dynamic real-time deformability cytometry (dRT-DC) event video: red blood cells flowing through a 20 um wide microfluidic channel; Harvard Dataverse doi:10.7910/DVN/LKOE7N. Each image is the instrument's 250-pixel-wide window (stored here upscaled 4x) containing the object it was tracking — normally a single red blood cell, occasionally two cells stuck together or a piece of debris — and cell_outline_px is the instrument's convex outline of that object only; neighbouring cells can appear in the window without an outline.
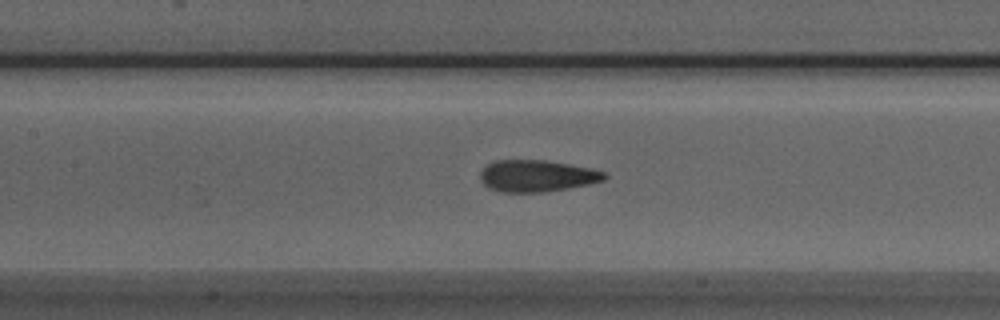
{"species": "Egyptian fruit bat (a non-hibernating species)", "species_latin": "Rousettus aegyptiacus", "temperature_condition": "room temperature", "stored_images_in_passage": 41, "camera_frame_rate_fps": 3000, "um_per_image_px": 0.085, "animal": {"sex": "male"}, "frame": {"image": 1, "passage_image": 23, "time_ms": 7.333, "image_size_px": [1000, 320], "cell_outline_px": [[608, 176], [604, 180], [588, 184], [568, 188], [544, 192], [500, 192], [488, 188], [480, 180], [480, 172], [488, 164], [496, 160], [544, 160], [592, 168], [604, 172]], "centroid_in_image_um": [45.62, 14.95], "position_along_channel_um": 161.8, "area_um2": 22.95}}
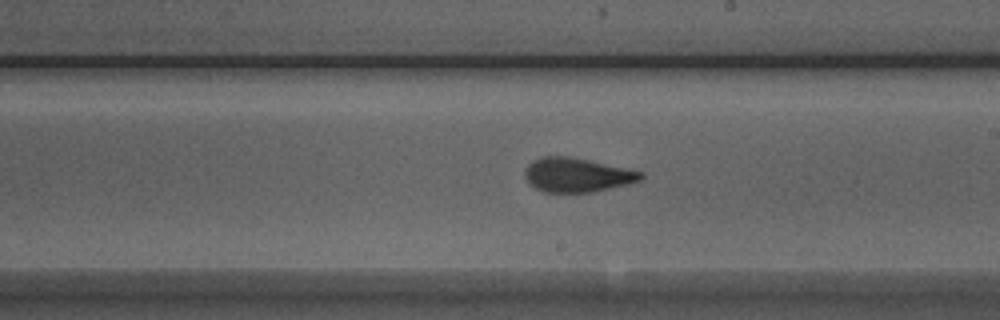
{"frame": {"image": 2, "passage_image": 29, "time_ms": 9.333, "image_size_px": [1000, 320], "cell_outline_px": [[644, 176], [640, 180], [628, 184], [592, 192], [544, 192], [536, 188], [524, 176], [524, 168], [532, 160], [540, 156], [568, 156], [588, 160], [644, 172]], "centroid_in_image_um": [49.02, 14.86], "position_along_channel_um": 240.0, "area_um2": 23.0}}
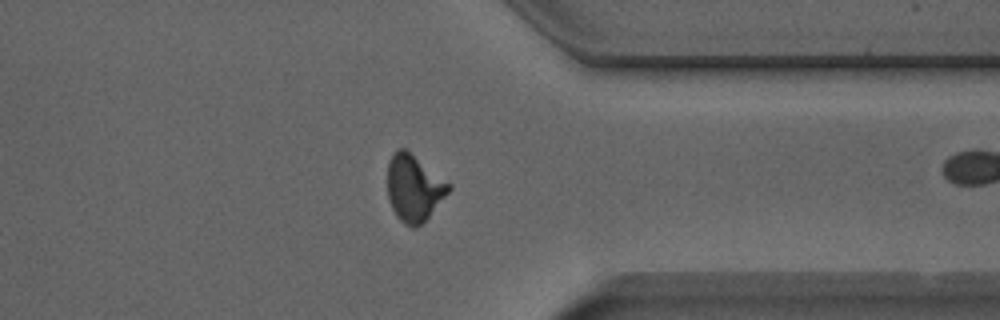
{"frame": {"image": 3, "passage_image": 40, "time_ms": 13.0, "image_size_px": [1000, 320], "cell_outline_px": [[452, 188], [428, 216], [416, 228], [412, 228], [404, 224], [396, 216], [392, 208], [388, 196], [388, 160], [392, 152], [396, 148], [404, 148], [452, 184]], "centroid_in_image_um": [35.17, 15.96], "position_along_channel_um": 376.2, "area_um2": 23.64}}